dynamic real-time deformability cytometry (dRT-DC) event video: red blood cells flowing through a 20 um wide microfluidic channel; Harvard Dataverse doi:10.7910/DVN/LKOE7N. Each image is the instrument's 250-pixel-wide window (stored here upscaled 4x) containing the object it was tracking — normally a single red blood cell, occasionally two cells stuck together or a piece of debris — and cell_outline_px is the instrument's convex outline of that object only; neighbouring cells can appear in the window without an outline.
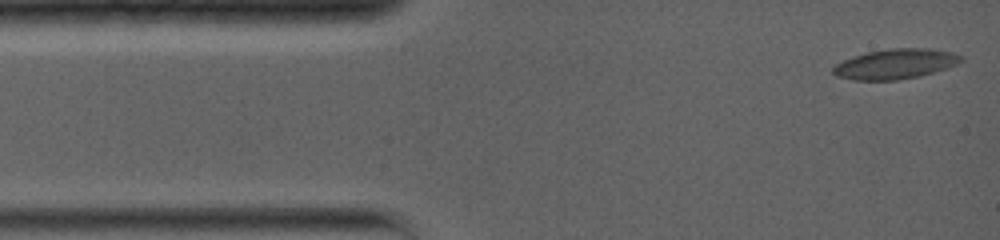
{"species": "common noctule bat (a hibernating species)", "species_latin": "Nyctalus noctula", "temperature_condition": "warm", "stored_images_in_passage": 6, "camera_frame_rate_fps": 5000, "um_per_image_px": 0.085, "animal": {"sex": "female", "body_mass_g": 19.0, "forearm_length_mm": 56.7}, "frame": {"image": 1, "passage_image": 1, "time_ms": 0.0, "image_size_px": [1000, 240], "cell_outline_px": [[964, 60], [956, 64], [932, 72], [916, 76], [896, 80], [852, 80], [836, 76], [832, 72], [832, 68], [836, 64], [852, 56], [868, 52], [888, 48], [928, 48], [952, 52], [964, 56]], "centroid_in_image_um": [76.08, 5.42], "position_along_channel_um": 8.9, "area_um2": 22.25}}